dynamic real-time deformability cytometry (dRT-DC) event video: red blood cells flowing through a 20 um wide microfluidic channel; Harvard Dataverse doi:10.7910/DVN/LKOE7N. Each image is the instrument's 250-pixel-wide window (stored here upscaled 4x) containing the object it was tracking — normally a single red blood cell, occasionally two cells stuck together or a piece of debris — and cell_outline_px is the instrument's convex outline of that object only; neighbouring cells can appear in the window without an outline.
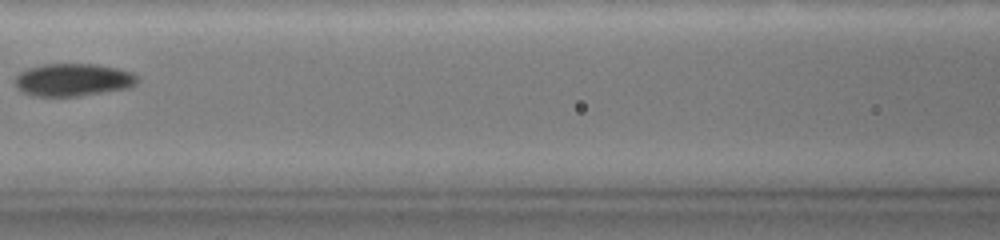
{"species": "common noctule bat (a hibernating species)", "species_latin": "Nyctalus noctula", "temperature_condition": "warm", "stored_images_in_passage": 16, "camera_frame_rate_fps": 3000, "um_per_image_px": 0.085, "animal": {"sex": "female", "body_mass_g": 19.0, "forearm_length_mm": 51.5}, "frame": {"image": 1, "passage_image": 12, "time_ms": 7.0, "image_size_px": [1000, 240], "cell_outline_px": [[136, 80], [132, 84], [124, 88], [68, 96], [32, 96], [24, 92], [16, 84], [16, 76], [20, 72], [28, 68], [44, 64], [96, 64], [116, 68], [132, 72], [136, 76]], "centroid_in_image_um": [6.14, 6.76], "position_along_channel_um": 160.5, "area_um2": 22.43}}
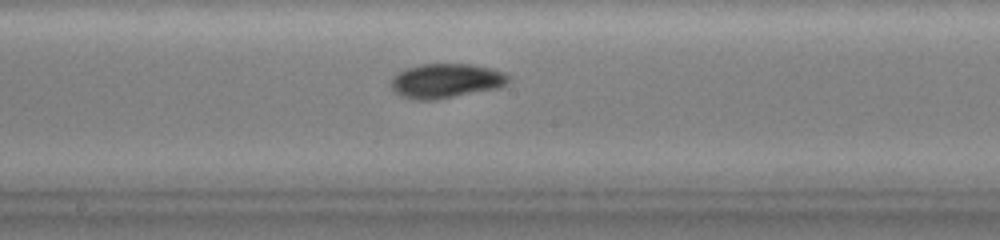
{"frame": {"image": 2, "passage_image": 14, "time_ms": 8.333, "image_size_px": [1000, 240], "cell_outline_px": [[508, 80], [504, 84], [496, 88], [432, 100], [420, 100], [404, 96], [396, 92], [392, 88], [392, 80], [400, 72], [408, 68], [420, 64], [468, 64], [488, 68], [504, 72], [508, 76]], "centroid_in_image_um": [37.9, 6.86], "position_along_channel_um": 210.3, "area_um2": 22.72}}